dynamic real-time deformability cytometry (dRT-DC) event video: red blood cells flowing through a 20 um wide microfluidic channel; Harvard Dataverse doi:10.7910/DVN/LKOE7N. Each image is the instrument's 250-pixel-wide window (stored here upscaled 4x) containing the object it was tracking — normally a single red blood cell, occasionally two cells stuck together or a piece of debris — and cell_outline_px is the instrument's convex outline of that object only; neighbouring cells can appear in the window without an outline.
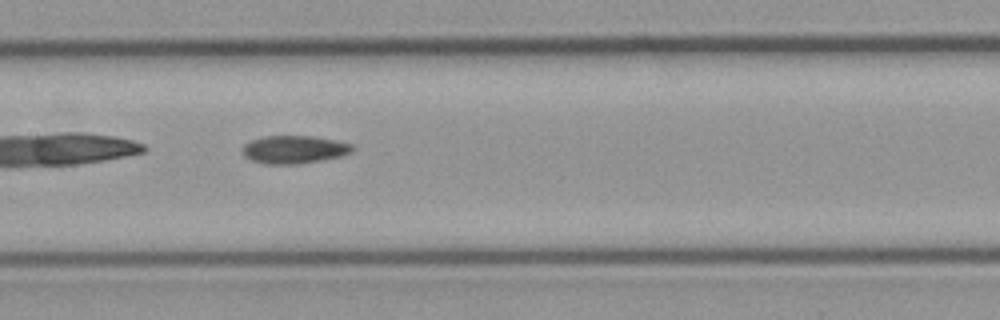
{"species": "common noctule bat (a hibernating species)", "species_latin": "Nyctalus noctula", "temperature_condition": "cold", "stored_images_in_passage": 33, "camera_frame_rate_fps": 3000, "um_per_image_px": 0.085, "animal": {"sex": "male", "body_mass_g": 23.1, "forearm_length_mm": 52.7}, "frame": {"image": 1, "passage_image": 10, "time_ms": 3.0, "image_size_px": [1000, 320], "cell_outline_px": [[356, 148], [352, 152], [340, 156], [300, 164], [264, 164], [252, 160], [244, 156], [244, 144], [252, 140], [264, 136], [312, 136], [352, 144]], "centroid_in_image_um": [25.01, 12.71], "position_along_channel_um": 182.4, "area_um2": 17.74}}
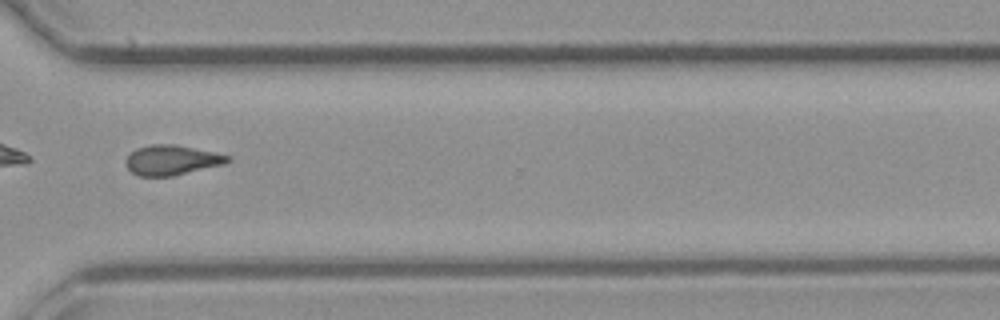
{"frame": {"image": 2, "passage_image": 24, "time_ms": 7.667, "image_size_px": [1000, 320], "cell_outline_px": [[232, 160], [224, 164], [172, 176], [136, 176], [128, 168], [124, 160], [136, 148], [152, 144], [176, 144], [232, 156]], "centroid_in_image_um": [14.6, 13.6], "position_along_channel_um": 356.0, "area_um2": 17.8}, "authors_computed_cell_mechanics": {"area_um2": 17.8024, "velocity_mm_per_s": 3.7361, "shape_relaxation_time_tau1_ms": 8.1908, "shape_relaxation_time_tau2_ms": 7.0781, "deformation_change_tau1": 0.144, "deformation_change_tau2": 0.1576}}